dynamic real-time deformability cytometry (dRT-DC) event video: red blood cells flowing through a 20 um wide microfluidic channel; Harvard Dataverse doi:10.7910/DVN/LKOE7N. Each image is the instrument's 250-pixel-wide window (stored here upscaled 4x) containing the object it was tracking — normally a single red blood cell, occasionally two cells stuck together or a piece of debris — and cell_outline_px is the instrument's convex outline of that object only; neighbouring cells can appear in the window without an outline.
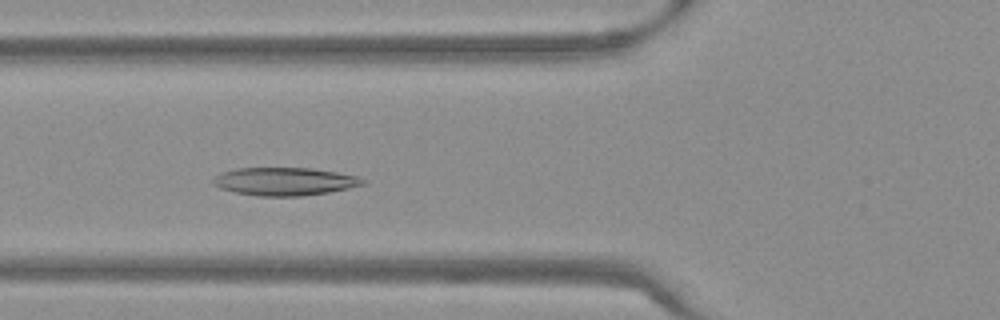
{"species": "Egyptian fruit bat (a non-hibernating species)", "species_latin": "Rousettus aegyptiacus", "temperature_condition": "warm", "stored_images_in_passage": 52, "camera_frame_rate_fps": 3000, "um_per_image_px": 0.085, "frame": {"image": 1, "passage_image": 18, "time_ms": 5.667, "image_size_px": [1000, 320], "cell_outline_px": [[368, 184], [328, 192], [304, 196], [260, 196], [236, 192], [220, 188], [212, 184], [212, 180], [220, 172], [236, 168], [308, 168], [336, 172], [356, 176], [368, 180]], "centroid_in_image_um": [24.21, 15.42], "position_along_channel_um": 101.6, "area_um2": 24.45}}
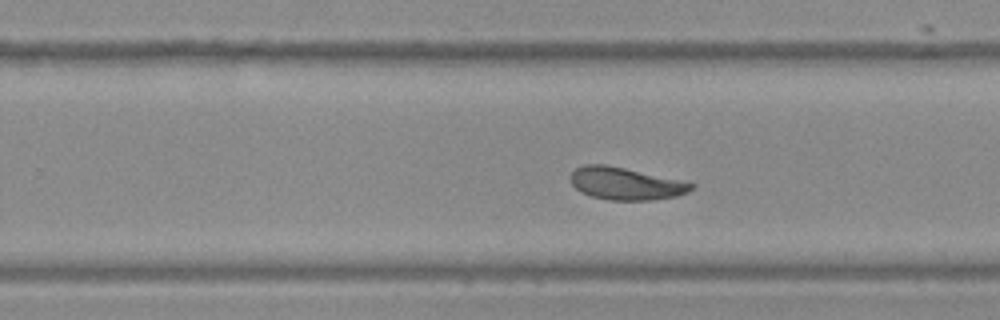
{"frame": {"image": 2, "passage_image": 32, "time_ms": 10.333, "image_size_px": [1000, 320], "cell_outline_px": [[696, 184], [688, 192], [676, 196], [648, 200], [608, 200], [592, 196], [580, 192], [572, 184], [568, 176], [576, 168], [584, 164], [604, 164], [624, 168], [680, 180]], "centroid_in_image_um": [53.13, 15.6], "position_along_channel_um": 276.7, "area_um2": 22.66}}
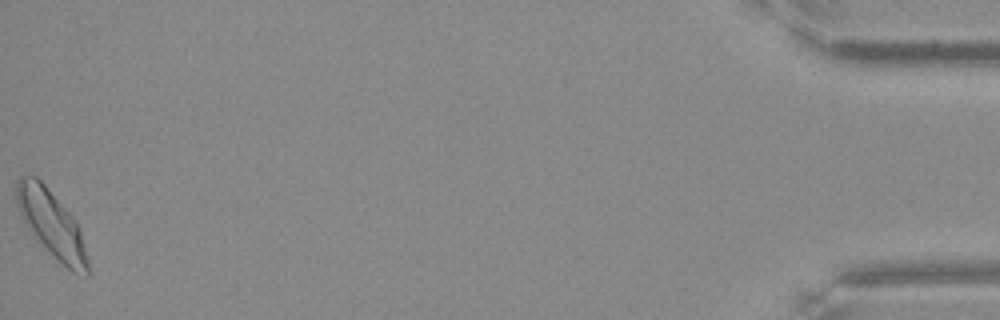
{"frame": {"image": 3, "passage_image": 52, "time_ms": 17.0, "image_size_px": [1000, 320], "cell_outline_px": [[88, 276], [84, 276], [72, 272], [44, 248], [32, 236], [20, 216], [16, 204], [16, 180], [20, 176], [36, 176], [44, 184], [76, 220], [80, 228], [88, 260]], "centroid_in_image_um": [4.36, 19.04], "position_along_channel_um": 430.8, "area_um2": 27.8}, "authors_computed_cell_mechanics": {"area_um2": 24.0737, "velocity_mm_per_s": 3.7477, "shape_relaxation_time_tau1_ms": 5.2155, "shape_relaxation_time_tau2_ms": 2.6602, "deformation_change_tau1": 0.1539, "deformation_change_tau2": 0.0925}}